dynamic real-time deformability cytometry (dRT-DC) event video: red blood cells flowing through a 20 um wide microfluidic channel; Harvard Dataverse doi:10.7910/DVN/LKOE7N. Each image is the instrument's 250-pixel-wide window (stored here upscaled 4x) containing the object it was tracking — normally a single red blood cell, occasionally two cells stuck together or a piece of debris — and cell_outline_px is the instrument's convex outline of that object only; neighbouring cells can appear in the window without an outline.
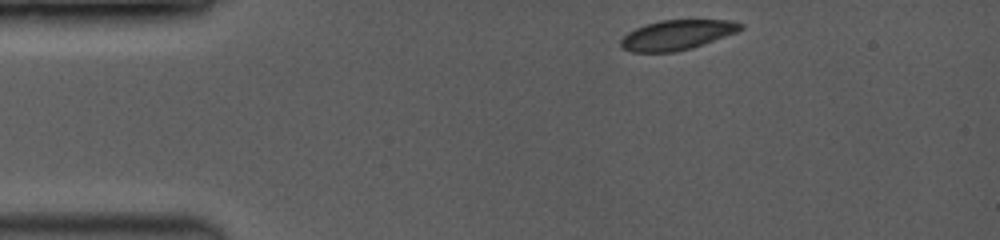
{"species": "common noctule bat (a hibernating species)", "species_latin": "Nyctalus noctula", "temperature_condition": "room temperature", "stored_images_in_passage": 42, "camera_frame_rate_fps": 3500, "um_per_image_px": 0.085, "animal": {"sex": "female", "body_mass_g": 19.0, "forearm_length_mm": 53.3}, "frame": {"image": 1, "passage_image": 1, "time_ms": 0.0, "image_size_px": [1000, 240], "cell_outline_px": [[744, 28], [736, 32], [704, 44], [692, 48], [676, 52], [632, 52], [620, 48], [620, 40], [628, 32], [636, 28], [648, 24], [664, 20], [728, 20], [744, 24]], "centroid_in_image_um": [57.53, 2.98], "position_along_channel_um": 27.5, "area_um2": 20.75}}
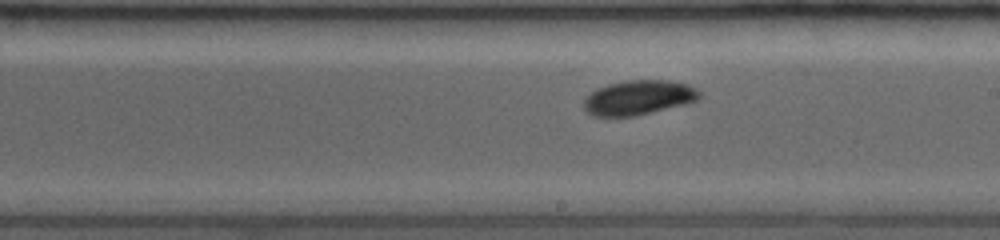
{"frame": {"image": 2, "passage_image": 24, "time_ms": 6.571, "image_size_px": [1000, 240], "cell_outline_px": [[700, 96], [696, 100], [684, 104], [632, 116], [592, 116], [584, 108], [584, 100], [596, 88], [608, 84], [624, 80], [668, 80], [688, 84], [696, 88], [700, 92]], "centroid_in_image_um": [54.26, 8.28], "position_along_channel_um": 234.7, "area_um2": 23.06}}
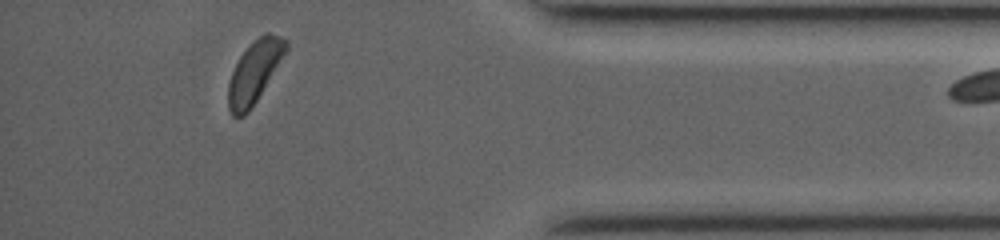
{"frame": {"image": 3, "passage_image": 41, "time_ms": 11.429, "image_size_px": [1000, 240], "cell_outline_px": [[288, 48], [256, 100], [248, 112], [244, 116], [232, 116], [228, 108], [228, 84], [232, 72], [240, 56], [264, 32], [268, 32], [280, 36], [288, 40]], "centroid_in_image_um": [21.62, 6.11], "position_along_channel_um": 413.6, "area_um2": 20.17}}